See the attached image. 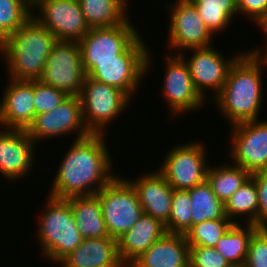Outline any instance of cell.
<instances>
[{
  "label": "cell",
  "instance_id": "cell-1",
  "mask_svg": "<svg viewBox=\"0 0 267 267\" xmlns=\"http://www.w3.org/2000/svg\"><path fill=\"white\" fill-rule=\"evenodd\" d=\"M104 137L105 134H91L73 140L56 171L48 193L51 197L96 195L116 176Z\"/></svg>",
  "mask_w": 267,
  "mask_h": 267
},
{
  "label": "cell",
  "instance_id": "cell-2",
  "mask_svg": "<svg viewBox=\"0 0 267 267\" xmlns=\"http://www.w3.org/2000/svg\"><path fill=\"white\" fill-rule=\"evenodd\" d=\"M263 65L266 63L258 54L245 51L230 67L225 85L214 102L231 126L259 119Z\"/></svg>",
  "mask_w": 267,
  "mask_h": 267
},
{
  "label": "cell",
  "instance_id": "cell-3",
  "mask_svg": "<svg viewBox=\"0 0 267 267\" xmlns=\"http://www.w3.org/2000/svg\"><path fill=\"white\" fill-rule=\"evenodd\" d=\"M56 42L55 36L31 17L0 46L9 78L38 80Z\"/></svg>",
  "mask_w": 267,
  "mask_h": 267
},
{
  "label": "cell",
  "instance_id": "cell-4",
  "mask_svg": "<svg viewBox=\"0 0 267 267\" xmlns=\"http://www.w3.org/2000/svg\"><path fill=\"white\" fill-rule=\"evenodd\" d=\"M47 205L39 216L36 231L41 251L45 258L58 264L79 246L83 237L80 234L70 207L69 198H55L48 195Z\"/></svg>",
  "mask_w": 267,
  "mask_h": 267
},
{
  "label": "cell",
  "instance_id": "cell-5",
  "mask_svg": "<svg viewBox=\"0 0 267 267\" xmlns=\"http://www.w3.org/2000/svg\"><path fill=\"white\" fill-rule=\"evenodd\" d=\"M143 40L140 36L124 53L118 55V60L96 62L86 76L120 89L132 99L140 81L152 69L151 51Z\"/></svg>",
  "mask_w": 267,
  "mask_h": 267
},
{
  "label": "cell",
  "instance_id": "cell-6",
  "mask_svg": "<svg viewBox=\"0 0 267 267\" xmlns=\"http://www.w3.org/2000/svg\"><path fill=\"white\" fill-rule=\"evenodd\" d=\"M117 175L96 195L109 236L118 239L139 220L142 206L132 184Z\"/></svg>",
  "mask_w": 267,
  "mask_h": 267
},
{
  "label": "cell",
  "instance_id": "cell-7",
  "mask_svg": "<svg viewBox=\"0 0 267 267\" xmlns=\"http://www.w3.org/2000/svg\"><path fill=\"white\" fill-rule=\"evenodd\" d=\"M82 117L91 134H105L106 125L126 110L132 99L122 90L86 76L80 94Z\"/></svg>",
  "mask_w": 267,
  "mask_h": 267
},
{
  "label": "cell",
  "instance_id": "cell-8",
  "mask_svg": "<svg viewBox=\"0 0 267 267\" xmlns=\"http://www.w3.org/2000/svg\"><path fill=\"white\" fill-rule=\"evenodd\" d=\"M128 18L113 27L90 28L79 41L83 69L87 75L96 62L118 60L139 37L138 29Z\"/></svg>",
  "mask_w": 267,
  "mask_h": 267
},
{
  "label": "cell",
  "instance_id": "cell-9",
  "mask_svg": "<svg viewBox=\"0 0 267 267\" xmlns=\"http://www.w3.org/2000/svg\"><path fill=\"white\" fill-rule=\"evenodd\" d=\"M85 77L79 42L57 41L38 80L68 96H80Z\"/></svg>",
  "mask_w": 267,
  "mask_h": 267
},
{
  "label": "cell",
  "instance_id": "cell-10",
  "mask_svg": "<svg viewBox=\"0 0 267 267\" xmlns=\"http://www.w3.org/2000/svg\"><path fill=\"white\" fill-rule=\"evenodd\" d=\"M190 141L166 153L159 172L174 190H187L206 181L208 165L205 144Z\"/></svg>",
  "mask_w": 267,
  "mask_h": 267
},
{
  "label": "cell",
  "instance_id": "cell-11",
  "mask_svg": "<svg viewBox=\"0 0 267 267\" xmlns=\"http://www.w3.org/2000/svg\"><path fill=\"white\" fill-rule=\"evenodd\" d=\"M34 9L40 10L38 14L32 11V17L57 41L79 42L90 30L78 0H35L32 3Z\"/></svg>",
  "mask_w": 267,
  "mask_h": 267
},
{
  "label": "cell",
  "instance_id": "cell-12",
  "mask_svg": "<svg viewBox=\"0 0 267 267\" xmlns=\"http://www.w3.org/2000/svg\"><path fill=\"white\" fill-rule=\"evenodd\" d=\"M26 132L35 144L38 140L66 136L74 132L77 134L74 141L91 135L83 121L79 96H68L53 110L35 115Z\"/></svg>",
  "mask_w": 267,
  "mask_h": 267
},
{
  "label": "cell",
  "instance_id": "cell-13",
  "mask_svg": "<svg viewBox=\"0 0 267 267\" xmlns=\"http://www.w3.org/2000/svg\"><path fill=\"white\" fill-rule=\"evenodd\" d=\"M166 5L170 10L169 39L167 45L177 54L191 48L212 46L213 34L199 16L197 8L190 0H176ZM212 39V40H211ZM179 51V52H178Z\"/></svg>",
  "mask_w": 267,
  "mask_h": 267
},
{
  "label": "cell",
  "instance_id": "cell-14",
  "mask_svg": "<svg viewBox=\"0 0 267 267\" xmlns=\"http://www.w3.org/2000/svg\"><path fill=\"white\" fill-rule=\"evenodd\" d=\"M231 127L232 164L250 174L267 170V121H246Z\"/></svg>",
  "mask_w": 267,
  "mask_h": 267
},
{
  "label": "cell",
  "instance_id": "cell-15",
  "mask_svg": "<svg viewBox=\"0 0 267 267\" xmlns=\"http://www.w3.org/2000/svg\"><path fill=\"white\" fill-rule=\"evenodd\" d=\"M188 50L192 54L191 57L188 56L189 59L185 58L183 52L179 55L187 63L193 85L204 100L208 98L205 96L207 90H212L211 92L214 93L213 99L220 93L227 80L230 67L244 53L241 51V53L238 52L236 55L229 57L230 59H226L220 51L212 46Z\"/></svg>",
  "mask_w": 267,
  "mask_h": 267
},
{
  "label": "cell",
  "instance_id": "cell-16",
  "mask_svg": "<svg viewBox=\"0 0 267 267\" xmlns=\"http://www.w3.org/2000/svg\"><path fill=\"white\" fill-rule=\"evenodd\" d=\"M166 53L163 97L168 102L170 114L179 116L200 110L205 103L193 85L190 70L184 59L176 53ZM175 54V55H174ZM183 113V114H182ZM179 114V115H178Z\"/></svg>",
  "mask_w": 267,
  "mask_h": 267
},
{
  "label": "cell",
  "instance_id": "cell-17",
  "mask_svg": "<svg viewBox=\"0 0 267 267\" xmlns=\"http://www.w3.org/2000/svg\"><path fill=\"white\" fill-rule=\"evenodd\" d=\"M35 142L26 130H0V174L8 180L24 178L33 169Z\"/></svg>",
  "mask_w": 267,
  "mask_h": 267
},
{
  "label": "cell",
  "instance_id": "cell-18",
  "mask_svg": "<svg viewBox=\"0 0 267 267\" xmlns=\"http://www.w3.org/2000/svg\"><path fill=\"white\" fill-rule=\"evenodd\" d=\"M0 101V126L26 130L35 117L34 80L9 79Z\"/></svg>",
  "mask_w": 267,
  "mask_h": 267
},
{
  "label": "cell",
  "instance_id": "cell-19",
  "mask_svg": "<svg viewBox=\"0 0 267 267\" xmlns=\"http://www.w3.org/2000/svg\"><path fill=\"white\" fill-rule=\"evenodd\" d=\"M135 188L143 213L159 219L164 224L169 219L174 189L158 171L140 175L136 180L127 179Z\"/></svg>",
  "mask_w": 267,
  "mask_h": 267
},
{
  "label": "cell",
  "instance_id": "cell-20",
  "mask_svg": "<svg viewBox=\"0 0 267 267\" xmlns=\"http://www.w3.org/2000/svg\"><path fill=\"white\" fill-rule=\"evenodd\" d=\"M166 233V226L162 221L143 213L132 228L117 239L121 262L129 267Z\"/></svg>",
  "mask_w": 267,
  "mask_h": 267
},
{
  "label": "cell",
  "instance_id": "cell-21",
  "mask_svg": "<svg viewBox=\"0 0 267 267\" xmlns=\"http://www.w3.org/2000/svg\"><path fill=\"white\" fill-rule=\"evenodd\" d=\"M61 267H126L118 254L117 239L87 238L59 262Z\"/></svg>",
  "mask_w": 267,
  "mask_h": 267
},
{
  "label": "cell",
  "instance_id": "cell-22",
  "mask_svg": "<svg viewBox=\"0 0 267 267\" xmlns=\"http://www.w3.org/2000/svg\"><path fill=\"white\" fill-rule=\"evenodd\" d=\"M190 247L184 234L166 233L129 267H189Z\"/></svg>",
  "mask_w": 267,
  "mask_h": 267
},
{
  "label": "cell",
  "instance_id": "cell-23",
  "mask_svg": "<svg viewBox=\"0 0 267 267\" xmlns=\"http://www.w3.org/2000/svg\"><path fill=\"white\" fill-rule=\"evenodd\" d=\"M70 207L84 239L109 237L97 195L72 196Z\"/></svg>",
  "mask_w": 267,
  "mask_h": 267
},
{
  "label": "cell",
  "instance_id": "cell-24",
  "mask_svg": "<svg viewBox=\"0 0 267 267\" xmlns=\"http://www.w3.org/2000/svg\"><path fill=\"white\" fill-rule=\"evenodd\" d=\"M78 1L90 28L113 27L128 19L126 12L130 0Z\"/></svg>",
  "mask_w": 267,
  "mask_h": 267
},
{
  "label": "cell",
  "instance_id": "cell-25",
  "mask_svg": "<svg viewBox=\"0 0 267 267\" xmlns=\"http://www.w3.org/2000/svg\"><path fill=\"white\" fill-rule=\"evenodd\" d=\"M234 223L214 247L233 267H244L249 242L252 235L258 230L251 223Z\"/></svg>",
  "mask_w": 267,
  "mask_h": 267
},
{
  "label": "cell",
  "instance_id": "cell-26",
  "mask_svg": "<svg viewBox=\"0 0 267 267\" xmlns=\"http://www.w3.org/2000/svg\"><path fill=\"white\" fill-rule=\"evenodd\" d=\"M218 166L208 167L206 181L219 200L225 204L251 174L235 164L227 163V165Z\"/></svg>",
  "mask_w": 267,
  "mask_h": 267
},
{
  "label": "cell",
  "instance_id": "cell-27",
  "mask_svg": "<svg viewBox=\"0 0 267 267\" xmlns=\"http://www.w3.org/2000/svg\"><path fill=\"white\" fill-rule=\"evenodd\" d=\"M186 191L192 204V225L207 220L229 219L225 214L224 203L215 195L207 181Z\"/></svg>",
  "mask_w": 267,
  "mask_h": 267
},
{
  "label": "cell",
  "instance_id": "cell-28",
  "mask_svg": "<svg viewBox=\"0 0 267 267\" xmlns=\"http://www.w3.org/2000/svg\"><path fill=\"white\" fill-rule=\"evenodd\" d=\"M224 206L226 216L234 223H239L235 219L243 216L247 218L246 223L253 224L258 217V195L254 179L250 176Z\"/></svg>",
  "mask_w": 267,
  "mask_h": 267
},
{
  "label": "cell",
  "instance_id": "cell-29",
  "mask_svg": "<svg viewBox=\"0 0 267 267\" xmlns=\"http://www.w3.org/2000/svg\"><path fill=\"white\" fill-rule=\"evenodd\" d=\"M212 34L223 31L230 25L232 18L238 15L234 0H190Z\"/></svg>",
  "mask_w": 267,
  "mask_h": 267
},
{
  "label": "cell",
  "instance_id": "cell-30",
  "mask_svg": "<svg viewBox=\"0 0 267 267\" xmlns=\"http://www.w3.org/2000/svg\"><path fill=\"white\" fill-rule=\"evenodd\" d=\"M29 0H0V46L32 17Z\"/></svg>",
  "mask_w": 267,
  "mask_h": 267
},
{
  "label": "cell",
  "instance_id": "cell-31",
  "mask_svg": "<svg viewBox=\"0 0 267 267\" xmlns=\"http://www.w3.org/2000/svg\"><path fill=\"white\" fill-rule=\"evenodd\" d=\"M234 222L230 219L207 220L192 225L186 232L185 237L189 247L193 246H216L217 241L224 235Z\"/></svg>",
  "mask_w": 267,
  "mask_h": 267
},
{
  "label": "cell",
  "instance_id": "cell-32",
  "mask_svg": "<svg viewBox=\"0 0 267 267\" xmlns=\"http://www.w3.org/2000/svg\"><path fill=\"white\" fill-rule=\"evenodd\" d=\"M192 204L186 190H174L169 219L165 223L167 233L186 234L192 227Z\"/></svg>",
  "mask_w": 267,
  "mask_h": 267
},
{
  "label": "cell",
  "instance_id": "cell-33",
  "mask_svg": "<svg viewBox=\"0 0 267 267\" xmlns=\"http://www.w3.org/2000/svg\"><path fill=\"white\" fill-rule=\"evenodd\" d=\"M67 97L68 95L64 91L34 80L35 115L53 110Z\"/></svg>",
  "mask_w": 267,
  "mask_h": 267
},
{
  "label": "cell",
  "instance_id": "cell-34",
  "mask_svg": "<svg viewBox=\"0 0 267 267\" xmlns=\"http://www.w3.org/2000/svg\"><path fill=\"white\" fill-rule=\"evenodd\" d=\"M189 267H233L215 248L190 247Z\"/></svg>",
  "mask_w": 267,
  "mask_h": 267
},
{
  "label": "cell",
  "instance_id": "cell-35",
  "mask_svg": "<svg viewBox=\"0 0 267 267\" xmlns=\"http://www.w3.org/2000/svg\"><path fill=\"white\" fill-rule=\"evenodd\" d=\"M244 267H267V230L252 235Z\"/></svg>",
  "mask_w": 267,
  "mask_h": 267
},
{
  "label": "cell",
  "instance_id": "cell-36",
  "mask_svg": "<svg viewBox=\"0 0 267 267\" xmlns=\"http://www.w3.org/2000/svg\"><path fill=\"white\" fill-rule=\"evenodd\" d=\"M257 187L258 217L253 225L259 230H267V170L251 174Z\"/></svg>",
  "mask_w": 267,
  "mask_h": 267
},
{
  "label": "cell",
  "instance_id": "cell-37",
  "mask_svg": "<svg viewBox=\"0 0 267 267\" xmlns=\"http://www.w3.org/2000/svg\"><path fill=\"white\" fill-rule=\"evenodd\" d=\"M238 14L247 15L257 24L267 14V0H242L237 5Z\"/></svg>",
  "mask_w": 267,
  "mask_h": 267
},
{
  "label": "cell",
  "instance_id": "cell-38",
  "mask_svg": "<svg viewBox=\"0 0 267 267\" xmlns=\"http://www.w3.org/2000/svg\"><path fill=\"white\" fill-rule=\"evenodd\" d=\"M249 51L252 52V53L258 54L265 61L266 67H267V46H265V50L263 48L260 49V47L258 48L256 46V48L250 49Z\"/></svg>",
  "mask_w": 267,
  "mask_h": 267
},
{
  "label": "cell",
  "instance_id": "cell-39",
  "mask_svg": "<svg viewBox=\"0 0 267 267\" xmlns=\"http://www.w3.org/2000/svg\"><path fill=\"white\" fill-rule=\"evenodd\" d=\"M257 25L260 26L261 31H264L263 33L267 35V14L260 20Z\"/></svg>",
  "mask_w": 267,
  "mask_h": 267
},
{
  "label": "cell",
  "instance_id": "cell-40",
  "mask_svg": "<svg viewBox=\"0 0 267 267\" xmlns=\"http://www.w3.org/2000/svg\"><path fill=\"white\" fill-rule=\"evenodd\" d=\"M242 0H234V2L238 5Z\"/></svg>",
  "mask_w": 267,
  "mask_h": 267
}]
</instances>
